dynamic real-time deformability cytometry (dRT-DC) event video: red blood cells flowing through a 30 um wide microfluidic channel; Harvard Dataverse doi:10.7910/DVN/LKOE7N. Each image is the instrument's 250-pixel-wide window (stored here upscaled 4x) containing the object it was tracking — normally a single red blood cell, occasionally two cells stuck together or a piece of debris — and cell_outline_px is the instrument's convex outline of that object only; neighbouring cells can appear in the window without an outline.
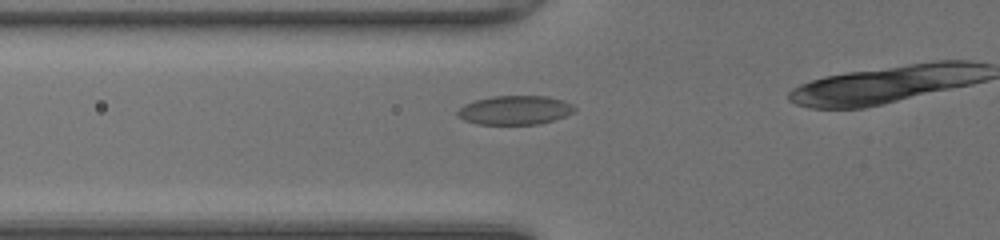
{"species": "common noctule bat (a hibernating species)", "species_latin": "Nyctalus noctula", "temperature_condition": "room temperature", "stored_images_in_passage": 13, "camera_frame_rate_fps": 3000, "um_per_image_px": 0.085, "animal": {"sex": "female", "body_mass_g": 20.0, "forearm_length_mm": 54.0}, "frame": {"image": 1, "passage_image": 8, "time_ms": 2.333, "image_size_px": [1000, 240], "cell_outline_px": [[576, 108], [572, 112], [564, 116], [540, 124], [476, 124], [464, 120], [456, 116], [456, 112], [464, 104], [476, 100], [492, 96], [548, 96], [564, 100], [572, 104]], "centroid_in_image_um": [43.74, 9.36], "position_along_channel_um": 82.1, "area_um2": 19.77}}
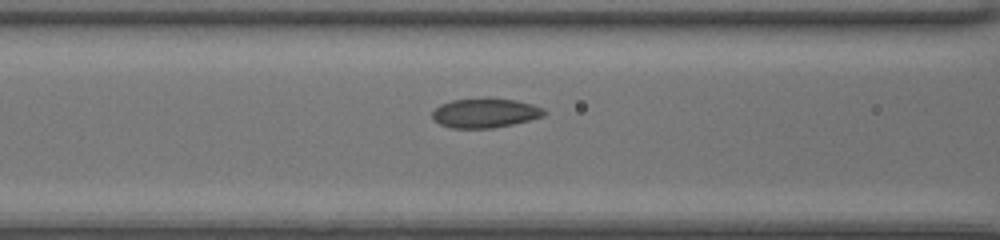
{"frame": {"image": 2, "passage_image": 11, "time_ms": 3.333, "image_size_px": [1000, 240], "cell_outline_px": [[548, 112], [544, 116], [512, 124], [492, 128], [452, 128], [440, 124], [432, 120], [432, 112], [440, 104], [452, 100], [484, 96], [488, 96], [516, 100], [532, 104], [544, 108]], "centroid_in_image_um": [41.23, 9.57], "position_along_channel_um": 125.4, "area_um2": 19.71}}